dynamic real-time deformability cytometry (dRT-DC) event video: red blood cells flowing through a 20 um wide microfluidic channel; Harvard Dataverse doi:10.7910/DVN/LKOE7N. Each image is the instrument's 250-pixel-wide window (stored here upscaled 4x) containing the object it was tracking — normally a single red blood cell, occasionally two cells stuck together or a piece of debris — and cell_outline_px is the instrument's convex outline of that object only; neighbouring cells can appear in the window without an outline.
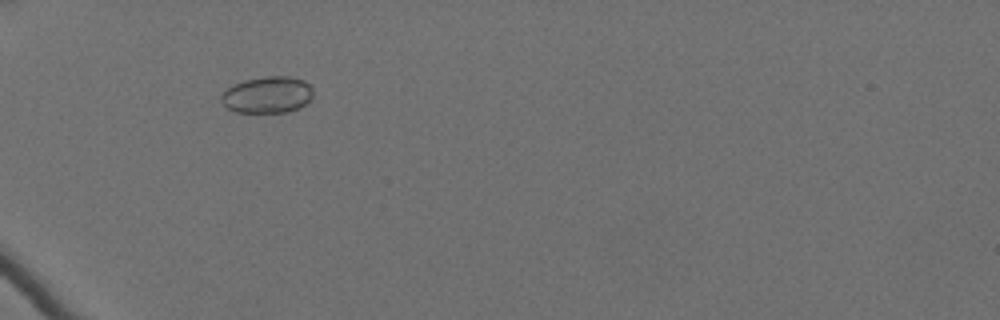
{"species": "Egyptian fruit bat (a non-hibernating species)", "species_latin": "Rousettus aegyptiacus", "temperature_condition": "cold", "stored_images_in_passage": 44, "camera_frame_rate_fps": 3000, "um_per_image_px": 0.085, "animal": {"sex": "female"}, "frame": {"image": 1, "passage_image": 6, "time_ms": 1.667, "image_size_px": [1000, 320], "cell_outline_px": [[312, 96], [308, 104], [300, 108], [288, 112], [236, 112], [228, 108], [220, 100], [220, 96], [228, 88], [244, 80], [264, 76], [288, 76], [304, 80], [312, 88]], "centroid_in_image_um": [22.76, 8.06], "position_along_channel_um": 62.2, "area_um2": 19.65}}
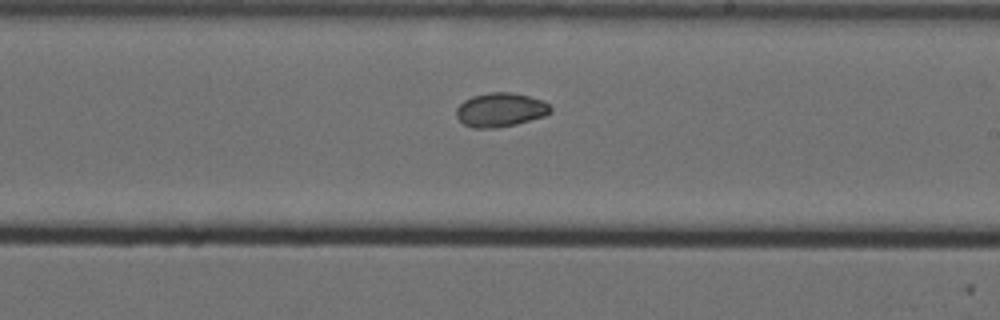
{"frame": {"image": 2, "passage_image": 23, "time_ms": 7.333, "image_size_px": [1000, 320], "cell_outline_px": [[552, 112], [544, 116], [516, 124], [496, 128], [472, 128], [464, 124], [456, 116], [456, 108], [464, 100], [472, 96], [488, 92], [512, 92], [528, 96], [540, 100], [548, 104], [552, 108]], "centroid_in_image_um": [42.52, 9.33], "position_along_channel_um": 246.5, "area_um2": 18.67}}
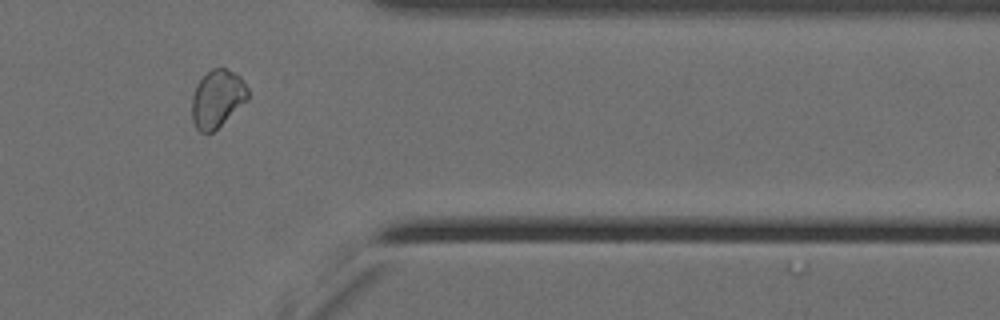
{"frame": {"image": 3, "passage_image": 36, "time_ms": 11.667, "image_size_px": [1000, 320], "cell_outline_px": [[248, 100], [212, 132], [200, 132], [196, 128], [192, 120], [192, 96], [196, 84], [212, 68], [224, 68], [240, 76], [248, 88]], "centroid_in_image_um": [18.46, 8.38], "position_along_channel_um": 392.9, "area_um2": 18.61}, "authors_computed_cell_mechanics": {"area_um2": 18.6694, "velocity_mm_per_s": 3.5117, "shape_relaxation_time_tau1_ms": null, "shape_relaxation_time_tau2_ms": 3.1823, "deformation_change_tau1": null, "deformation_change_tau2": 0.0401}}